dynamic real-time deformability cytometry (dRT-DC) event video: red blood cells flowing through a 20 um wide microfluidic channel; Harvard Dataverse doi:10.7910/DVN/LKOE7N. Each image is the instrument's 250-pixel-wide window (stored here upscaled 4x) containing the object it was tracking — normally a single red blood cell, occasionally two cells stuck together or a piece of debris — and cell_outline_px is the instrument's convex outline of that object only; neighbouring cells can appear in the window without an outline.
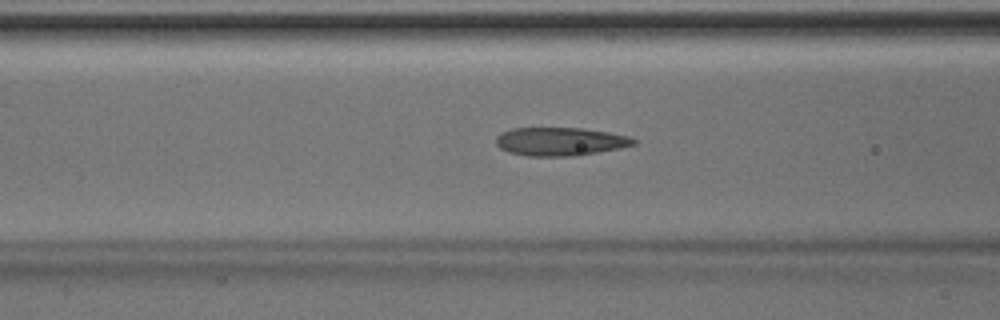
{"species": "Egyptian fruit bat (a non-hibernating species)", "species_latin": "Rousettus aegyptiacus", "temperature_condition": "room temperature", "stored_images_in_passage": 37, "camera_frame_rate_fps": 3000, "um_per_image_px": 0.085, "animal": {"sex": "male"}, "frame": {"image": 1, "passage_image": 16, "time_ms": 5.0, "image_size_px": [1000, 320], "cell_outline_px": [[636, 144], [620, 148], [576, 156], [528, 156], [508, 152], [500, 148], [496, 144], [496, 136], [512, 128], [584, 128], [632, 136], [636, 140]], "centroid_in_image_um": [47.64, 12.03], "position_along_channel_um": 119.0, "area_um2": 22.83}}
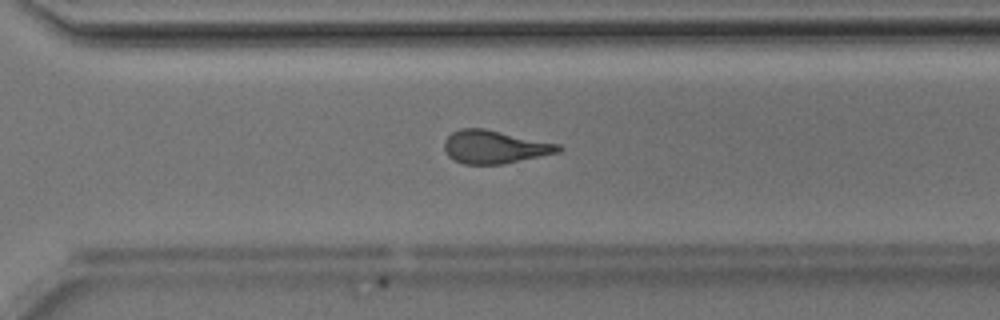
{"frame": {"image": 2, "passage_image": 31, "time_ms": 10.0, "image_size_px": [1000, 320], "cell_outline_px": [[564, 148], [560, 152], [504, 164], [464, 164], [448, 156], [444, 152], [444, 140], [452, 132], [460, 128], [484, 128], [560, 144]], "centroid_in_image_um": [42.05, 12.48], "position_along_channel_um": 328.6, "area_um2": 22.14}}
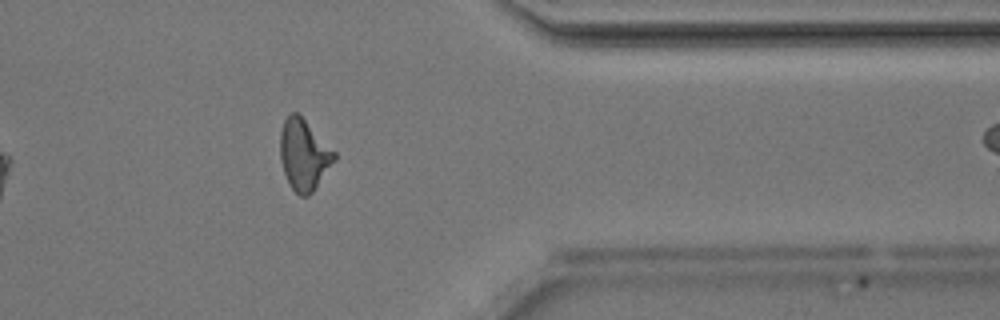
{"frame": {"image": 3, "passage_image": 36, "time_ms": 11.667, "image_size_px": [1000, 320], "cell_outline_px": [[336, 160], [312, 192], [308, 196], [300, 196], [288, 184], [280, 160], [280, 132], [284, 120], [292, 112], [296, 112], [336, 152]], "centroid_in_image_um": [25.82, 13.18], "position_along_channel_um": 385.6, "area_um2": 22.14}}